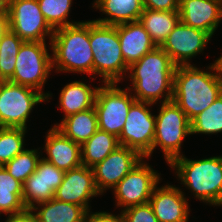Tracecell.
<instances>
[{
    "instance_id": "obj_29",
    "label": "cell",
    "mask_w": 222,
    "mask_h": 222,
    "mask_svg": "<svg viewBox=\"0 0 222 222\" xmlns=\"http://www.w3.org/2000/svg\"><path fill=\"white\" fill-rule=\"evenodd\" d=\"M23 40L11 30L0 39V79L9 81L15 70V62Z\"/></svg>"
},
{
    "instance_id": "obj_7",
    "label": "cell",
    "mask_w": 222,
    "mask_h": 222,
    "mask_svg": "<svg viewBox=\"0 0 222 222\" xmlns=\"http://www.w3.org/2000/svg\"><path fill=\"white\" fill-rule=\"evenodd\" d=\"M52 69V55L48 52L46 42L24 41L18 51L14 74L9 82L36 89L47 101L52 94L42 90Z\"/></svg>"
},
{
    "instance_id": "obj_10",
    "label": "cell",
    "mask_w": 222,
    "mask_h": 222,
    "mask_svg": "<svg viewBox=\"0 0 222 222\" xmlns=\"http://www.w3.org/2000/svg\"><path fill=\"white\" fill-rule=\"evenodd\" d=\"M152 103L135 101L129 108L123 130L118 137L120 145L137 151L143 158H150L155 133V115Z\"/></svg>"
},
{
    "instance_id": "obj_6",
    "label": "cell",
    "mask_w": 222,
    "mask_h": 222,
    "mask_svg": "<svg viewBox=\"0 0 222 222\" xmlns=\"http://www.w3.org/2000/svg\"><path fill=\"white\" fill-rule=\"evenodd\" d=\"M191 135V124L187 115L174 101L161 103L159 114L155 115V133L152 153L156 147L162 149L167 164L181 157V145Z\"/></svg>"
},
{
    "instance_id": "obj_27",
    "label": "cell",
    "mask_w": 222,
    "mask_h": 222,
    "mask_svg": "<svg viewBox=\"0 0 222 222\" xmlns=\"http://www.w3.org/2000/svg\"><path fill=\"white\" fill-rule=\"evenodd\" d=\"M120 146L118 137L98 129L83 145H81L82 165L94 167Z\"/></svg>"
},
{
    "instance_id": "obj_5",
    "label": "cell",
    "mask_w": 222,
    "mask_h": 222,
    "mask_svg": "<svg viewBox=\"0 0 222 222\" xmlns=\"http://www.w3.org/2000/svg\"><path fill=\"white\" fill-rule=\"evenodd\" d=\"M90 45L93 75L101 76L103 83H120L129 66L122 56L117 27L91 20Z\"/></svg>"
},
{
    "instance_id": "obj_23",
    "label": "cell",
    "mask_w": 222,
    "mask_h": 222,
    "mask_svg": "<svg viewBox=\"0 0 222 222\" xmlns=\"http://www.w3.org/2000/svg\"><path fill=\"white\" fill-rule=\"evenodd\" d=\"M54 127L73 142L83 145L98 130L95 108L69 115Z\"/></svg>"
},
{
    "instance_id": "obj_2",
    "label": "cell",
    "mask_w": 222,
    "mask_h": 222,
    "mask_svg": "<svg viewBox=\"0 0 222 222\" xmlns=\"http://www.w3.org/2000/svg\"><path fill=\"white\" fill-rule=\"evenodd\" d=\"M175 68L170 56L156 46L129 66L128 77L133 88H127L135 92L132 96L139 102L155 104L160 98H164L161 103L172 101Z\"/></svg>"
},
{
    "instance_id": "obj_20",
    "label": "cell",
    "mask_w": 222,
    "mask_h": 222,
    "mask_svg": "<svg viewBox=\"0 0 222 222\" xmlns=\"http://www.w3.org/2000/svg\"><path fill=\"white\" fill-rule=\"evenodd\" d=\"M122 56L128 66L156 47L140 21L116 25Z\"/></svg>"
},
{
    "instance_id": "obj_34",
    "label": "cell",
    "mask_w": 222,
    "mask_h": 222,
    "mask_svg": "<svg viewBox=\"0 0 222 222\" xmlns=\"http://www.w3.org/2000/svg\"><path fill=\"white\" fill-rule=\"evenodd\" d=\"M144 8L161 11H179L180 0H142Z\"/></svg>"
},
{
    "instance_id": "obj_26",
    "label": "cell",
    "mask_w": 222,
    "mask_h": 222,
    "mask_svg": "<svg viewBox=\"0 0 222 222\" xmlns=\"http://www.w3.org/2000/svg\"><path fill=\"white\" fill-rule=\"evenodd\" d=\"M27 209L23 204V184L14 179L0 166V214L9 217L25 214Z\"/></svg>"
},
{
    "instance_id": "obj_22",
    "label": "cell",
    "mask_w": 222,
    "mask_h": 222,
    "mask_svg": "<svg viewBox=\"0 0 222 222\" xmlns=\"http://www.w3.org/2000/svg\"><path fill=\"white\" fill-rule=\"evenodd\" d=\"M29 211L37 222H86L88 213L82 206L61 202L55 198L39 203Z\"/></svg>"
},
{
    "instance_id": "obj_30",
    "label": "cell",
    "mask_w": 222,
    "mask_h": 222,
    "mask_svg": "<svg viewBox=\"0 0 222 222\" xmlns=\"http://www.w3.org/2000/svg\"><path fill=\"white\" fill-rule=\"evenodd\" d=\"M39 149H24L12 160L8 161L4 165V168L14 179L24 184L25 180L37 169V165L41 159V153L38 152Z\"/></svg>"
},
{
    "instance_id": "obj_36",
    "label": "cell",
    "mask_w": 222,
    "mask_h": 222,
    "mask_svg": "<svg viewBox=\"0 0 222 222\" xmlns=\"http://www.w3.org/2000/svg\"><path fill=\"white\" fill-rule=\"evenodd\" d=\"M5 222H37V219L30 213V211H27L22 215L7 217Z\"/></svg>"
},
{
    "instance_id": "obj_24",
    "label": "cell",
    "mask_w": 222,
    "mask_h": 222,
    "mask_svg": "<svg viewBox=\"0 0 222 222\" xmlns=\"http://www.w3.org/2000/svg\"><path fill=\"white\" fill-rule=\"evenodd\" d=\"M88 84L81 81L71 82L63 87L59 96V105L65 113L64 118L80 111L94 107L96 92Z\"/></svg>"
},
{
    "instance_id": "obj_28",
    "label": "cell",
    "mask_w": 222,
    "mask_h": 222,
    "mask_svg": "<svg viewBox=\"0 0 222 222\" xmlns=\"http://www.w3.org/2000/svg\"><path fill=\"white\" fill-rule=\"evenodd\" d=\"M191 134H217L222 132V94L191 121Z\"/></svg>"
},
{
    "instance_id": "obj_33",
    "label": "cell",
    "mask_w": 222,
    "mask_h": 222,
    "mask_svg": "<svg viewBox=\"0 0 222 222\" xmlns=\"http://www.w3.org/2000/svg\"><path fill=\"white\" fill-rule=\"evenodd\" d=\"M124 222H158L151 205H134L121 211Z\"/></svg>"
},
{
    "instance_id": "obj_31",
    "label": "cell",
    "mask_w": 222,
    "mask_h": 222,
    "mask_svg": "<svg viewBox=\"0 0 222 222\" xmlns=\"http://www.w3.org/2000/svg\"><path fill=\"white\" fill-rule=\"evenodd\" d=\"M27 129L0 127V166H4L24 148V137Z\"/></svg>"
},
{
    "instance_id": "obj_32",
    "label": "cell",
    "mask_w": 222,
    "mask_h": 222,
    "mask_svg": "<svg viewBox=\"0 0 222 222\" xmlns=\"http://www.w3.org/2000/svg\"><path fill=\"white\" fill-rule=\"evenodd\" d=\"M37 1L43 16L54 30L80 22H70L67 20L71 10L72 0Z\"/></svg>"
},
{
    "instance_id": "obj_18",
    "label": "cell",
    "mask_w": 222,
    "mask_h": 222,
    "mask_svg": "<svg viewBox=\"0 0 222 222\" xmlns=\"http://www.w3.org/2000/svg\"><path fill=\"white\" fill-rule=\"evenodd\" d=\"M180 21L214 35L222 20V0H180Z\"/></svg>"
},
{
    "instance_id": "obj_4",
    "label": "cell",
    "mask_w": 222,
    "mask_h": 222,
    "mask_svg": "<svg viewBox=\"0 0 222 222\" xmlns=\"http://www.w3.org/2000/svg\"><path fill=\"white\" fill-rule=\"evenodd\" d=\"M169 165L195 198L209 205L222 206V156L192 160L182 154Z\"/></svg>"
},
{
    "instance_id": "obj_11",
    "label": "cell",
    "mask_w": 222,
    "mask_h": 222,
    "mask_svg": "<svg viewBox=\"0 0 222 222\" xmlns=\"http://www.w3.org/2000/svg\"><path fill=\"white\" fill-rule=\"evenodd\" d=\"M8 16L10 30L23 41L46 42L50 41L54 29L43 16L37 0H8Z\"/></svg>"
},
{
    "instance_id": "obj_37",
    "label": "cell",
    "mask_w": 222,
    "mask_h": 222,
    "mask_svg": "<svg viewBox=\"0 0 222 222\" xmlns=\"http://www.w3.org/2000/svg\"><path fill=\"white\" fill-rule=\"evenodd\" d=\"M10 30L8 14L0 15V37H3Z\"/></svg>"
},
{
    "instance_id": "obj_15",
    "label": "cell",
    "mask_w": 222,
    "mask_h": 222,
    "mask_svg": "<svg viewBox=\"0 0 222 222\" xmlns=\"http://www.w3.org/2000/svg\"><path fill=\"white\" fill-rule=\"evenodd\" d=\"M65 172L41 158L35 172L23 184V204L27 211L54 198Z\"/></svg>"
},
{
    "instance_id": "obj_38",
    "label": "cell",
    "mask_w": 222,
    "mask_h": 222,
    "mask_svg": "<svg viewBox=\"0 0 222 222\" xmlns=\"http://www.w3.org/2000/svg\"><path fill=\"white\" fill-rule=\"evenodd\" d=\"M8 14V0H0V15Z\"/></svg>"
},
{
    "instance_id": "obj_39",
    "label": "cell",
    "mask_w": 222,
    "mask_h": 222,
    "mask_svg": "<svg viewBox=\"0 0 222 222\" xmlns=\"http://www.w3.org/2000/svg\"><path fill=\"white\" fill-rule=\"evenodd\" d=\"M217 72L222 76V55L220 58H217L214 62Z\"/></svg>"
},
{
    "instance_id": "obj_9",
    "label": "cell",
    "mask_w": 222,
    "mask_h": 222,
    "mask_svg": "<svg viewBox=\"0 0 222 222\" xmlns=\"http://www.w3.org/2000/svg\"><path fill=\"white\" fill-rule=\"evenodd\" d=\"M45 101L46 97L36 89L3 81L0 86V127L27 129L32 108Z\"/></svg>"
},
{
    "instance_id": "obj_12",
    "label": "cell",
    "mask_w": 222,
    "mask_h": 222,
    "mask_svg": "<svg viewBox=\"0 0 222 222\" xmlns=\"http://www.w3.org/2000/svg\"><path fill=\"white\" fill-rule=\"evenodd\" d=\"M145 161H141L114 188L116 206L128 208L149 202L153 190L158 186L159 173Z\"/></svg>"
},
{
    "instance_id": "obj_35",
    "label": "cell",
    "mask_w": 222,
    "mask_h": 222,
    "mask_svg": "<svg viewBox=\"0 0 222 222\" xmlns=\"http://www.w3.org/2000/svg\"><path fill=\"white\" fill-rule=\"evenodd\" d=\"M90 213V214H89ZM86 222H124L123 215L120 212V215L117 216L108 213V212H93L90 211L87 213Z\"/></svg>"
},
{
    "instance_id": "obj_1",
    "label": "cell",
    "mask_w": 222,
    "mask_h": 222,
    "mask_svg": "<svg viewBox=\"0 0 222 222\" xmlns=\"http://www.w3.org/2000/svg\"><path fill=\"white\" fill-rule=\"evenodd\" d=\"M207 69L210 70H201L191 64L176 66L174 71L172 101L190 121L222 94V76L215 64Z\"/></svg>"
},
{
    "instance_id": "obj_13",
    "label": "cell",
    "mask_w": 222,
    "mask_h": 222,
    "mask_svg": "<svg viewBox=\"0 0 222 222\" xmlns=\"http://www.w3.org/2000/svg\"><path fill=\"white\" fill-rule=\"evenodd\" d=\"M211 38L208 32L179 21L160 47L176 66L191 65V58L203 52Z\"/></svg>"
},
{
    "instance_id": "obj_3",
    "label": "cell",
    "mask_w": 222,
    "mask_h": 222,
    "mask_svg": "<svg viewBox=\"0 0 222 222\" xmlns=\"http://www.w3.org/2000/svg\"><path fill=\"white\" fill-rule=\"evenodd\" d=\"M49 45L56 72L93 75L90 20L55 29Z\"/></svg>"
},
{
    "instance_id": "obj_14",
    "label": "cell",
    "mask_w": 222,
    "mask_h": 222,
    "mask_svg": "<svg viewBox=\"0 0 222 222\" xmlns=\"http://www.w3.org/2000/svg\"><path fill=\"white\" fill-rule=\"evenodd\" d=\"M144 158L135 150L118 146L107 158L92 167L95 184L102 195L106 189H113Z\"/></svg>"
},
{
    "instance_id": "obj_19",
    "label": "cell",
    "mask_w": 222,
    "mask_h": 222,
    "mask_svg": "<svg viewBox=\"0 0 222 222\" xmlns=\"http://www.w3.org/2000/svg\"><path fill=\"white\" fill-rule=\"evenodd\" d=\"M44 151L47 157H42L66 172L82 165L81 145L64 136L54 126L47 132Z\"/></svg>"
},
{
    "instance_id": "obj_8",
    "label": "cell",
    "mask_w": 222,
    "mask_h": 222,
    "mask_svg": "<svg viewBox=\"0 0 222 222\" xmlns=\"http://www.w3.org/2000/svg\"><path fill=\"white\" fill-rule=\"evenodd\" d=\"M117 84L104 83L102 87H98L94 108L97 114L98 129L119 137L129 108L136 99L129 88L121 89Z\"/></svg>"
},
{
    "instance_id": "obj_16",
    "label": "cell",
    "mask_w": 222,
    "mask_h": 222,
    "mask_svg": "<svg viewBox=\"0 0 222 222\" xmlns=\"http://www.w3.org/2000/svg\"><path fill=\"white\" fill-rule=\"evenodd\" d=\"M98 195L101 194L95 184L93 169L80 165L65 172L54 198L61 202L82 206L89 212L90 199Z\"/></svg>"
},
{
    "instance_id": "obj_17",
    "label": "cell",
    "mask_w": 222,
    "mask_h": 222,
    "mask_svg": "<svg viewBox=\"0 0 222 222\" xmlns=\"http://www.w3.org/2000/svg\"><path fill=\"white\" fill-rule=\"evenodd\" d=\"M149 204L158 222H188L189 204L184 192L176 186H156Z\"/></svg>"
},
{
    "instance_id": "obj_21",
    "label": "cell",
    "mask_w": 222,
    "mask_h": 222,
    "mask_svg": "<svg viewBox=\"0 0 222 222\" xmlns=\"http://www.w3.org/2000/svg\"><path fill=\"white\" fill-rule=\"evenodd\" d=\"M93 7L108 16L94 21L112 26L139 21L144 10L142 0H95Z\"/></svg>"
},
{
    "instance_id": "obj_25",
    "label": "cell",
    "mask_w": 222,
    "mask_h": 222,
    "mask_svg": "<svg viewBox=\"0 0 222 222\" xmlns=\"http://www.w3.org/2000/svg\"><path fill=\"white\" fill-rule=\"evenodd\" d=\"M139 21L156 46H161L180 21L179 11H161L144 8Z\"/></svg>"
}]
</instances>
